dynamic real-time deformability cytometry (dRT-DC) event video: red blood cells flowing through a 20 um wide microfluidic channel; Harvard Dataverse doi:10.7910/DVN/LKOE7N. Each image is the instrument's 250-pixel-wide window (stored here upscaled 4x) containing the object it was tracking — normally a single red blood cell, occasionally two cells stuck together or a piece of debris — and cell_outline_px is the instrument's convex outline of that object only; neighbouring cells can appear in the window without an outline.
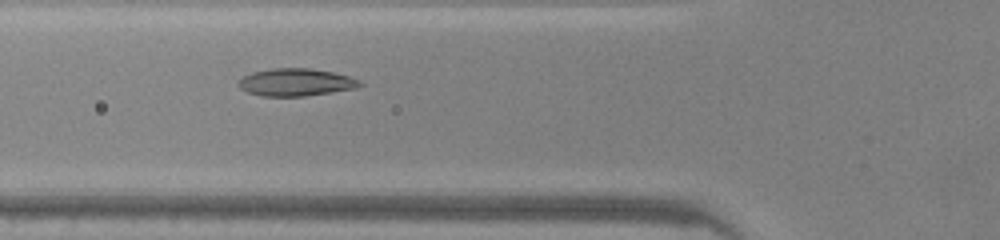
{"species": "common noctule bat (a hibernating species)", "species_latin": "Nyctalus noctula", "temperature_condition": "warm", "stored_images_in_passage": 36, "camera_frame_rate_fps": 3000, "um_per_image_px": 0.085, "animal": {"sex": "male", "body_mass_g": 20.0, "forearm_length_mm": 53.3}, "frame": {"image": 1, "passage_image": 11, "time_ms": 3.333, "image_size_px": [1000, 240], "cell_outline_px": [[364, 84], [356, 88], [304, 96], [264, 96], [248, 92], [240, 88], [236, 84], [244, 76], [252, 72], [272, 68], [308, 68], [332, 72], [348, 76], [360, 80]], "centroid_in_image_um": [25.14, 6.99], "position_along_channel_um": 100.7, "area_um2": 19.31}}
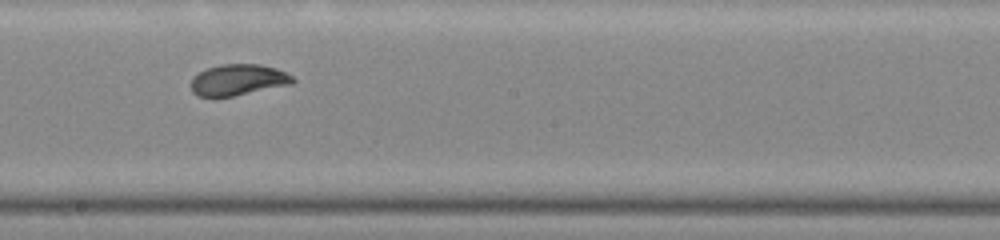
{"frame": {"image": 2, "passage_image": 20, "time_ms": 6.333, "image_size_px": [1000, 240], "cell_outline_px": [[296, 80], [292, 84], [232, 96], [200, 96], [192, 92], [192, 76], [208, 68], [220, 64], [260, 64], [276, 68], [292, 76]], "centroid_in_image_um": [20.25, 6.77], "position_along_channel_um": 227.9, "area_um2": 18.26}}
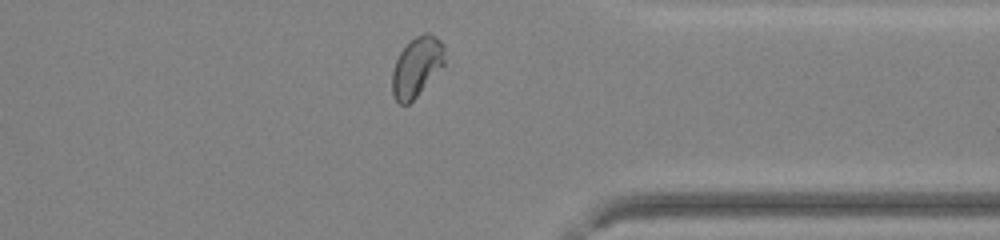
{"frame": {"image": 3, "passage_image": 31, "time_ms": 10.0, "image_size_px": [1000, 240], "cell_outline_px": [[444, 64], [416, 96], [408, 104], [400, 104], [396, 100], [392, 92], [392, 72], [396, 60], [400, 52], [416, 36], [424, 32], [428, 32], [436, 36], [444, 44]], "centroid_in_image_um": [35.42, 5.65], "position_along_channel_um": 376.0, "area_um2": 17.92}, "authors_computed_cell_mechanics": {"area_um2": 18.9295, "velocity_mm_per_s": 4.2532, "shape_relaxation_time_tau1_ms": 4.822, "shape_relaxation_time_tau2_ms": 0.6577, "deformation_change_tau1": 0.1716, "deformation_change_tau2": 0.0451}}